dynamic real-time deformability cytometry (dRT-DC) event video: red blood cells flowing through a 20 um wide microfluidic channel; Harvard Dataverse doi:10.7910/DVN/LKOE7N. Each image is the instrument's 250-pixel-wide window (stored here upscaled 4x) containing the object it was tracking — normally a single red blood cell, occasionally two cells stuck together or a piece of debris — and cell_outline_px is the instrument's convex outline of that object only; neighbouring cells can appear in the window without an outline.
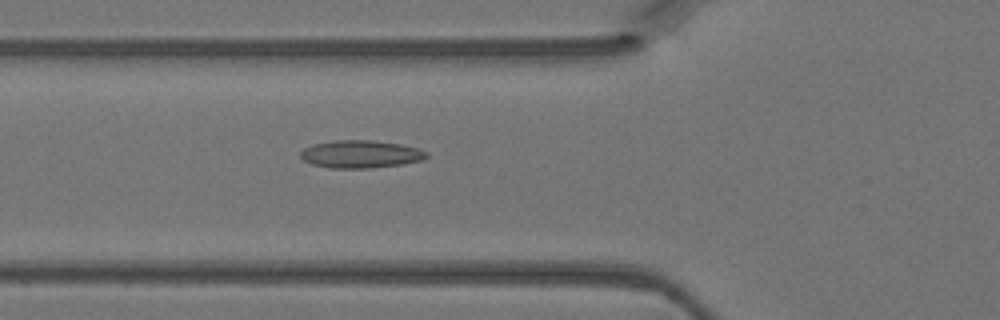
{"species": "Egyptian fruit bat (a non-hibernating species)", "species_latin": "Rousettus aegyptiacus", "temperature_condition": "warm", "stored_images_in_passage": 47, "camera_frame_rate_fps": 3000, "um_per_image_px": 0.085, "animal": {"sex": "female"}, "frame": {"image": 1, "passage_image": 17, "time_ms": 5.333, "image_size_px": [1000, 320], "cell_outline_px": [[428, 156], [420, 160], [400, 164], [368, 168], [332, 168], [312, 164], [304, 160], [300, 156], [300, 152], [304, 148], [312, 144], [336, 140], [372, 140], [400, 144], [416, 148], [428, 152]], "centroid_in_image_um": [30.62, 13.09], "position_along_channel_um": 95.2, "area_um2": 20.11}}
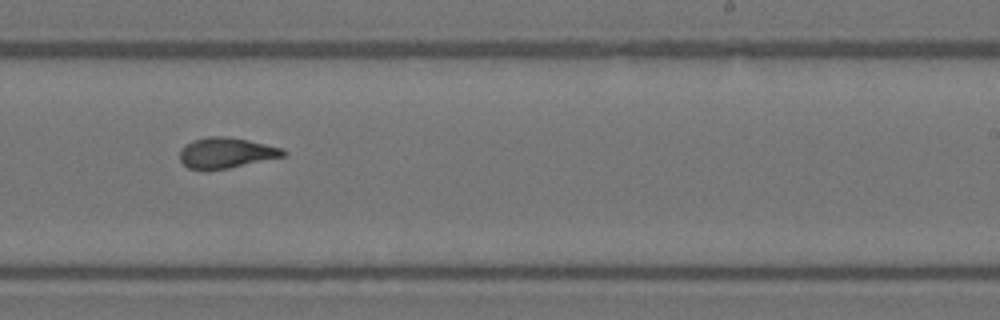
{"frame": {"image": 2, "passage_image": 29, "time_ms": 9.333, "image_size_px": [1000, 320], "cell_outline_px": [[288, 152], [284, 156], [228, 168], [188, 168], [180, 160], [180, 148], [192, 140], [208, 136], [224, 136], [248, 140], [284, 148]], "centroid_in_image_um": [19.24, 12.96], "position_along_channel_um": 269.8, "area_um2": 18.15}}
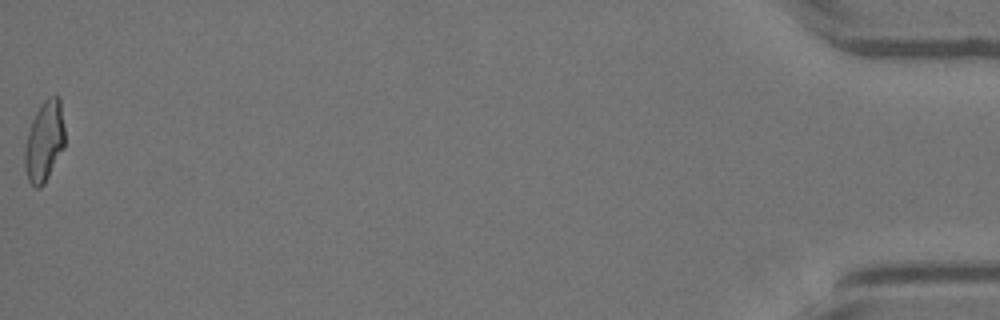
{"frame": {"image": 3, "passage_image": 47, "time_ms": 15.333, "image_size_px": [1000, 320], "cell_outline_px": [[64, 148], [44, 184], [40, 188], [36, 188], [28, 180], [24, 164], [24, 152], [28, 132], [32, 120], [40, 104], [48, 96], [56, 92], [60, 96], [64, 128]], "centroid_in_image_um": [3.78, 11.96], "position_along_channel_um": 431.4, "area_um2": 19.02}}